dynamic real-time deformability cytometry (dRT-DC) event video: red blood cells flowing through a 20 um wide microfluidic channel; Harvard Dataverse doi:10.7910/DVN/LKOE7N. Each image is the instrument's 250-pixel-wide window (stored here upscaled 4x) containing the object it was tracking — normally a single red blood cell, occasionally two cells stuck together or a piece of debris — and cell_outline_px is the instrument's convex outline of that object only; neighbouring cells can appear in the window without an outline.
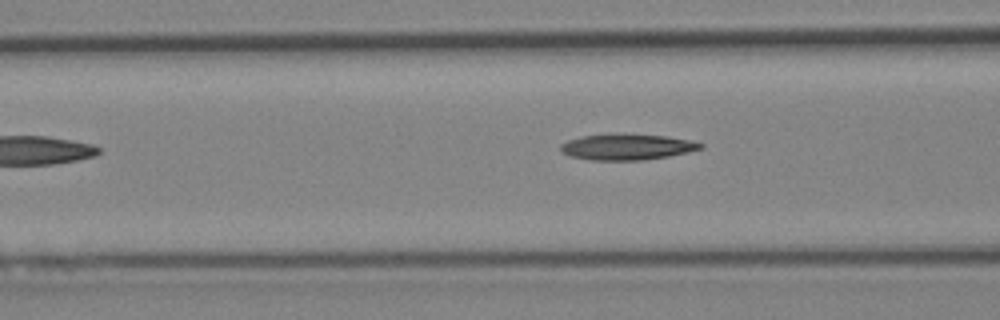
{"species": "Egyptian fruit bat (a non-hibernating species)", "species_latin": "Rousettus aegyptiacus", "temperature_condition": "cold", "stored_images_in_passage": 6, "camera_frame_rate_fps": 3000, "um_per_image_px": 0.085, "animal": {"sex": "female"}, "frame": {"image": 1, "passage_image": 5, "time_ms": 5.667, "image_size_px": [1000, 320], "cell_outline_px": [[704, 148], [688, 152], [668, 156], [644, 160], [588, 160], [568, 156], [560, 152], [560, 144], [568, 140], [580, 136], [668, 136], [688, 140], [704, 144]], "centroid_in_image_um": [53.26, 12.53], "position_along_channel_um": 113.3, "area_um2": 20.46}}
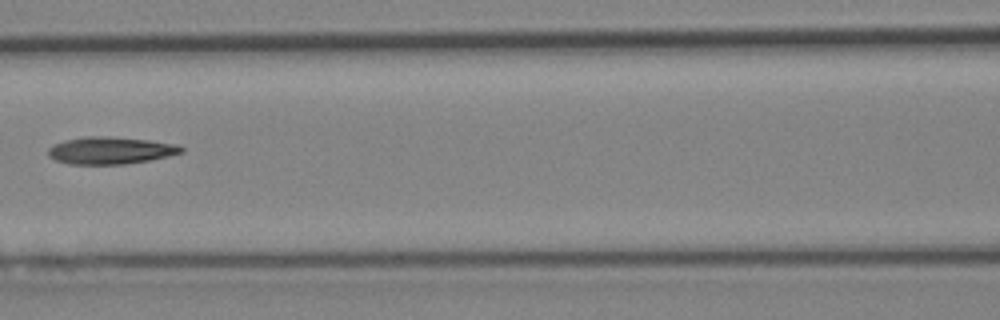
{"frame": {"image": 2, "passage_image": 6, "time_ms": 6.667, "image_size_px": [1000, 320], "cell_outline_px": [[184, 152], [168, 156], [148, 160], [124, 164], [68, 164], [56, 160], [48, 156], [48, 148], [64, 140], [84, 136], [96, 136], [148, 140], [180, 144], [184, 148]], "centroid_in_image_um": [9.4, 12.79], "position_along_channel_um": 157.2, "area_um2": 20.98}}